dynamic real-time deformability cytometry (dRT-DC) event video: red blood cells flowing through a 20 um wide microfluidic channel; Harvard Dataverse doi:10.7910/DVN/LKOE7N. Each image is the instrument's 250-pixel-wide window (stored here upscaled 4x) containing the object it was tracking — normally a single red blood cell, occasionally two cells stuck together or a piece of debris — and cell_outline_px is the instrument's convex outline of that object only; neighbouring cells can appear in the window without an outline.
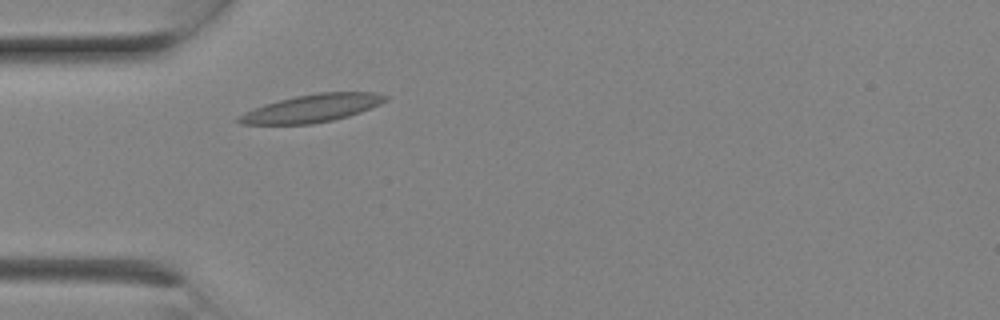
{"species": "Egyptian fruit bat (a non-hibernating species)", "species_latin": "Rousettus aegyptiacus", "temperature_condition": "room temperature", "stored_images_in_passage": 4, "camera_frame_rate_fps": 3000, "um_per_image_px": 0.085, "animal": {"sex": "female"}, "frame": {"image": 1, "passage_image": 4, "time_ms": 1.0, "image_size_px": [1000, 320], "cell_outline_px": [[388, 100], [380, 104], [360, 112], [348, 116], [332, 120], [312, 124], [240, 124], [236, 120], [236, 116], [244, 112], [264, 104], [296, 96], [320, 92], [376, 92], [388, 96]], "centroid_in_image_um": [26.51, 9.2], "position_along_channel_um": 58.5, "area_um2": 23.7}}